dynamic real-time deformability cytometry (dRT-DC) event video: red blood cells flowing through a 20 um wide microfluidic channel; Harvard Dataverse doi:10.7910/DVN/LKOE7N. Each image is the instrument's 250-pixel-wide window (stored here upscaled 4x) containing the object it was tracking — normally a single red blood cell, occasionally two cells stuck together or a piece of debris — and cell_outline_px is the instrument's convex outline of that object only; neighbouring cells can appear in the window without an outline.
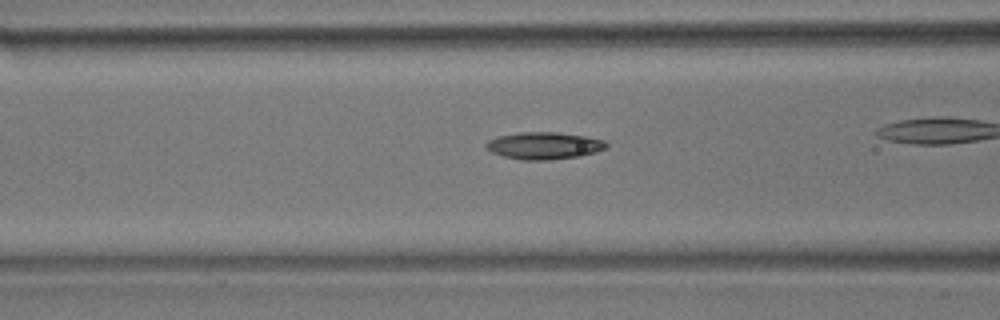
{"species": "common noctule bat (a hibernating species)", "species_latin": "Nyctalus noctula", "temperature_condition": "room temperature", "stored_images_in_passage": 38, "camera_frame_rate_fps": 3000, "um_per_image_px": 0.085, "animal": {"sex": "male", "body_mass_g": 17.9}, "frame": {"image": 1, "passage_image": 17, "time_ms": 5.333, "image_size_px": [1000, 320], "cell_outline_px": [[608, 148], [596, 152], [580, 156], [548, 160], [520, 160], [504, 156], [492, 152], [484, 148], [484, 144], [488, 140], [500, 136], [520, 132], [556, 132], [584, 136], [604, 140], [608, 144]], "centroid_in_image_um": [46.24, 12.38], "position_along_channel_um": 120.4, "area_um2": 19.07}}
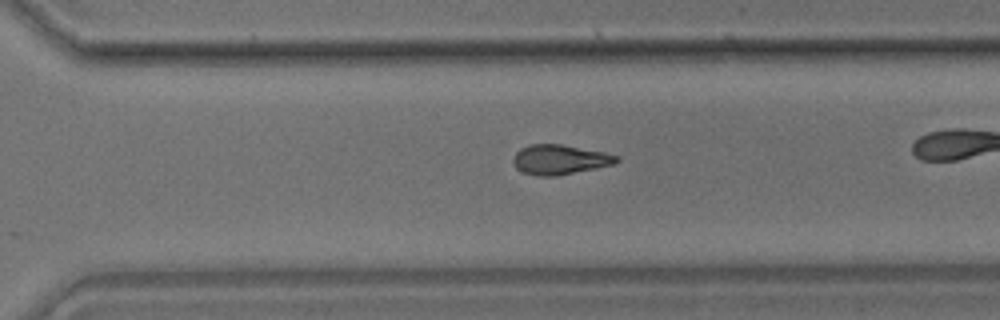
{"frame": {"image": 2, "passage_image": 33, "time_ms": 10.667, "image_size_px": [1000, 320], "cell_outline_px": [[620, 160], [616, 164], [556, 176], [540, 176], [524, 172], [516, 168], [512, 160], [512, 156], [520, 148], [528, 144], [560, 144], [604, 152], [620, 156]], "centroid_in_image_um": [47.58, 13.56], "position_along_channel_um": 323.0, "area_um2": 18.03}}